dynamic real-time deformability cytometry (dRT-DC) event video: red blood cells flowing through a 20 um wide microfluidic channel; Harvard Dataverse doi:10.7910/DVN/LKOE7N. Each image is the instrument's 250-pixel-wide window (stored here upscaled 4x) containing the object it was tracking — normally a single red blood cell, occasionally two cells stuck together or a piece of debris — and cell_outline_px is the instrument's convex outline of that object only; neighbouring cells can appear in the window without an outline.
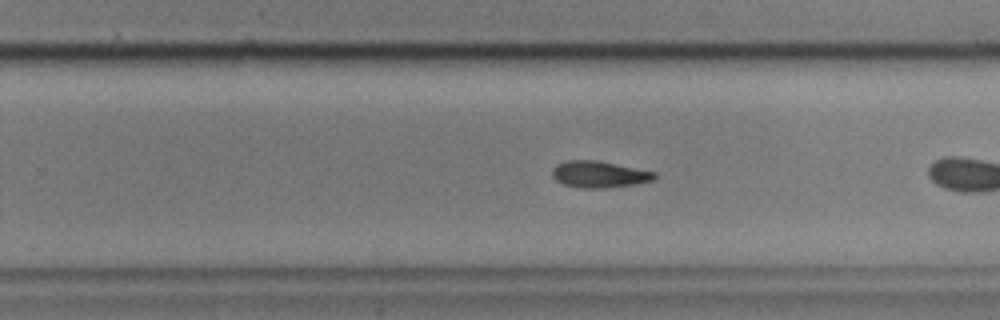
{"species": "common noctule bat (a hibernating species)", "species_latin": "Nyctalus noctula", "temperature_condition": "cold", "stored_images_in_passage": 37, "camera_frame_rate_fps": 3000, "um_per_image_px": 0.085, "animal": {"sex": "male", "body_mass_g": 17.9, "forearm_length_mm": 54.2}, "frame": {"image": 1, "passage_image": 20, "time_ms": 6.333, "image_size_px": [1000, 320], "cell_outline_px": [[656, 176], [652, 180], [636, 184], [608, 188], [580, 188], [564, 184], [556, 180], [552, 176], [552, 168], [556, 164], [564, 160], [596, 160], [656, 172]], "centroid_in_image_um": [50.89, 14.82], "position_along_channel_um": 278.9, "area_um2": 15.9}, "authors_computed_cell_mechanics": {"area_um2": 15.9528, "velocity_mm_per_s": 3.5934, "shape_relaxation_time_tau1_ms": 3.9308, "shape_relaxation_time_tau2_ms": null, "deformation_change_tau1": 0.1059, "deformation_change_tau2": null}}